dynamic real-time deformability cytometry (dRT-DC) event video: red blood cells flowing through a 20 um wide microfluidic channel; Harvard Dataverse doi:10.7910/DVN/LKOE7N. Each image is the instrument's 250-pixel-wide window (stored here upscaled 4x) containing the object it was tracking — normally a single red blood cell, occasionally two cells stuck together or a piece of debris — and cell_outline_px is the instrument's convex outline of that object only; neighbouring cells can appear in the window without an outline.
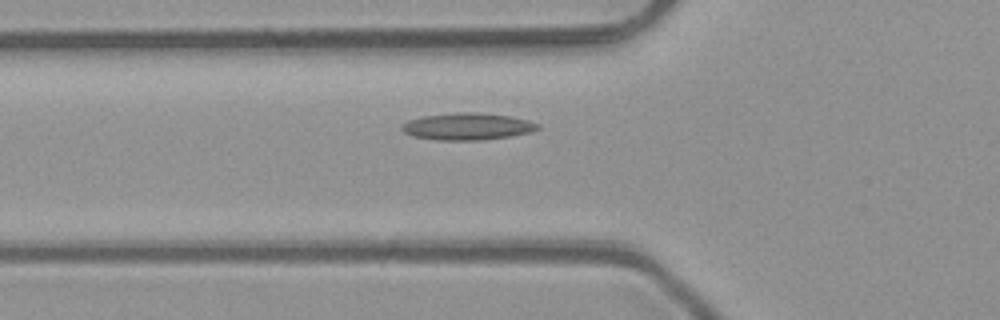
{"species": "common noctule bat (a hibernating species)", "species_latin": "Nyctalus noctula", "temperature_condition": "room temperature", "stored_images_in_passage": 35, "camera_frame_rate_fps": 3000, "um_per_image_px": 0.085, "animal": {"sex": "male", "body_mass_g": 23.1, "forearm_length_mm": 52.7}, "frame": {"image": 1, "passage_image": 2, "time_ms": 0.333, "image_size_px": [1000, 320], "cell_outline_px": [[540, 128], [528, 132], [508, 136], [484, 140], [436, 140], [412, 136], [404, 132], [400, 128], [408, 120], [424, 116], [452, 112], [472, 112], [508, 116], [528, 120], [540, 124]], "centroid_in_image_um": [39.7, 10.75], "position_along_channel_um": 86.1, "area_um2": 21.21}}
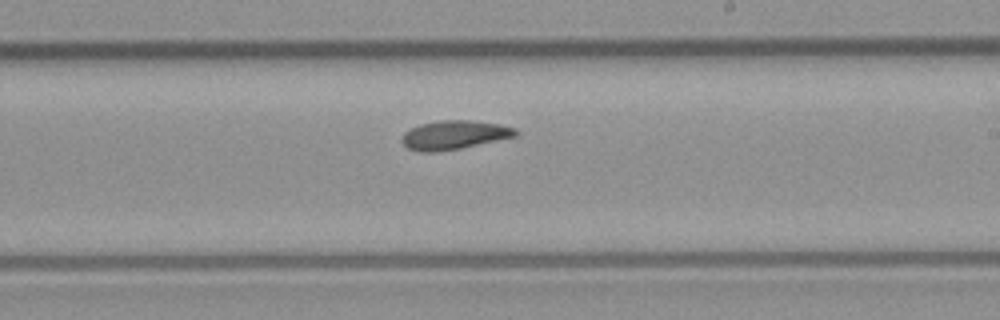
{"frame": {"image": 2, "passage_image": 14, "time_ms": 4.333, "image_size_px": [1000, 320], "cell_outline_px": [[520, 132], [516, 136], [460, 148], [436, 152], [420, 152], [408, 148], [400, 140], [404, 132], [420, 124], [440, 120], [472, 120], [500, 124], [516, 128]], "centroid_in_image_um": [38.61, 11.46], "position_along_channel_um": 250.4, "area_um2": 19.13}}
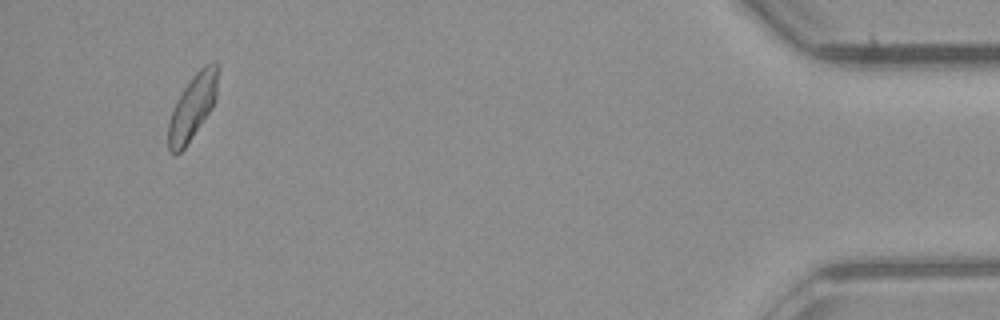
{"frame": {"image": 3, "passage_image": 32, "time_ms": 10.333, "image_size_px": [1000, 320], "cell_outline_px": [[220, 68], [216, 96], [212, 108], [184, 148], [176, 156], [168, 148], [168, 124], [172, 108], [176, 100], [192, 76], [204, 64], [212, 60], [216, 60], [220, 64]], "centroid_in_image_um": [16.4, 9.01], "position_along_channel_um": 418.8, "area_um2": 19.07}}